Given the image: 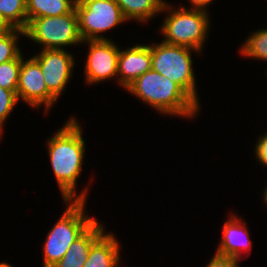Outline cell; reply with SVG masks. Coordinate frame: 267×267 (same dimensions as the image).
<instances>
[{
	"label": "cell",
	"mask_w": 267,
	"mask_h": 267,
	"mask_svg": "<svg viewBox=\"0 0 267 267\" xmlns=\"http://www.w3.org/2000/svg\"><path fill=\"white\" fill-rule=\"evenodd\" d=\"M16 95L18 101L21 98L33 107L45 104L46 111L57 100L48 90L41 67L33 57L27 61L22 58Z\"/></svg>",
	"instance_id": "obj_8"
},
{
	"label": "cell",
	"mask_w": 267,
	"mask_h": 267,
	"mask_svg": "<svg viewBox=\"0 0 267 267\" xmlns=\"http://www.w3.org/2000/svg\"><path fill=\"white\" fill-rule=\"evenodd\" d=\"M104 234L103 226L95 221L70 246L64 257L52 267H83L91 246Z\"/></svg>",
	"instance_id": "obj_13"
},
{
	"label": "cell",
	"mask_w": 267,
	"mask_h": 267,
	"mask_svg": "<svg viewBox=\"0 0 267 267\" xmlns=\"http://www.w3.org/2000/svg\"><path fill=\"white\" fill-rule=\"evenodd\" d=\"M190 50L165 42L151 45L152 69L177 83L198 105Z\"/></svg>",
	"instance_id": "obj_4"
},
{
	"label": "cell",
	"mask_w": 267,
	"mask_h": 267,
	"mask_svg": "<svg viewBox=\"0 0 267 267\" xmlns=\"http://www.w3.org/2000/svg\"><path fill=\"white\" fill-rule=\"evenodd\" d=\"M126 89L163 114L191 118L200 108L177 83L153 69L139 76Z\"/></svg>",
	"instance_id": "obj_2"
},
{
	"label": "cell",
	"mask_w": 267,
	"mask_h": 267,
	"mask_svg": "<svg viewBox=\"0 0 267 267\" xmlns=\"http://www.w3.org/2000/svg\"><path fill=\"white\" fill-rule=\"evenodd\" d=\"M222 231L223 238L215 254L241 260L239 255L243 250H250L252 245L245 224L233 215L225 222Z\"/></svg>",
	"instance_id": "obj_12"
},
{
	"label": "cell",
	"mask_w": 267,
	"mask_h": 267,
	"mask_svg": "<svg viewBox=\"0 0 267 267\" xmlns=\"http://www.w3.org/2000/svg\"><path fill=\"white\" fill-rule=\"evenodd\" d=\"M40 65L48 90L58 98L70 76L74 60L65 49H46L33 57Z\"/></svg>",
	"instance_id": "obj_10"
},
{
	"label": "cell",
	"mask_w": 267,
	"mask_h": 267,
	"mask_svg": "<svg viewBox=\"0 0 267 267\" xmlns=\"http://www.w3.org/2000/svg\"><path fill=\"white\" fill-rule=\"evenodd\" d=\"M241 53L248 57L267 60V29L259 30L247 38Z\"/></svg>",
	"instance_id": "obj_18"
},
{
	"label": "cell",
	"mask_w": 267,
	"mask_h": 267,
	"mask_svg": "<svg viewBox=\"0 0 267 267\" xmlns=\"http://www.w3.org/2000/svg\"><path fill=\"white\" fill-rule=\"evenodd\" d=\"M0 267H12V266L4 262L0 263Z\"/></svg>",
	"instance_id": "obj_27"
},
{
	"label": "cell",
	"mask_w": 267,
	"mask_h": 267,
	"mask_svg": "<svg viewBox=\"0 0 267 267\" xmlns=\"http://www.w3.org/2000/svg\"><path fill=\"white\" fill-rule=\"evenodd\" d=\"M17 102L18 98L16 91L0 87V134L3 129L5 119H7Z\"/></svg>",
	"instance_id": "obj_21"
},
{
	"label": "cell",
	"mask_w": 267,
	"mask_h": 267,
	"mask_svg": "<svg viewBox=\"0 0 267 267\" xmlns=\"http://www.w3.org/2000/svg\"><path fill=\"white\" fill-rule=\"evenodd\" d=\"M13 28L7 23V21L0 14V35L5 34Z\"/></svg>",
	"instance_id": "obj_25"
},
{
	"label": "cell",
	"mask_w": 267,
	"mask_h": 267,
	"mask_svg": "<svg viewBox=\"0 0 267 267\" xmlns=\"http://www.w3.org/2000/svg\"><path fill=\"white\" fill-rule=\"evenodd\" d=\"M207 11L186 9L170 11L165 19L161 32L166 36L163 42L184 46L200 52L208 30L209 18Z\"/></svg>",
	"instance_id": "obj_5"
},
{
	"label": "cell",
	"mask_w": 267,
	"mask_h": 267,
	"mask_svg": "<svg viewBox=\"0 0 267 267\" xmlns=\"http://www.w3.org/2000/svg\"><path fill=\"white\" fill-rule=\"evenodd\" d=\"M119 83L127 88L139 76L152 69L150 45H135L124 51L120 50L118 56Z\"/></svg>",
	"instance_id": "obj_11"
},
{
	"label": "cell",
	"mask_w": 267,
	"mask_h": 267,
	"mask_svg": "<svg viewBox=\"0 0 267 267\" xmlns=\"http://www.w3.org/2000/svg\"><path fill=\"white\" fill-rule=\"evenodd\" d=\"M77 120L71 118L48 140L49 157L65 201L85 200L86 190L76 196V180L82 171L85 141Z\"/></svg>",
	"instance_id": "obj_1"
},
{
	"label": "cell",
	"mask_w": 267,
	"mask_h": 267,
	"mask_svg": "<svg viewBox=\"0 0 267 267\" xmlns=\"http://www.w3.org/2000/svg\"><path fill=\"white\" fill-rule=\"evenodd\" d=\"M19 35H25L24 30L13 28L9 32L0 35V64L16 59L20 54L17 47V38Z\"/></svg>",
	"instance_id": "obj_20"
},
{
	"label": "cell",
	"mask_w": 267,
	"mask_h": 267,
	"mask_svg": "<svg viewBox=\"0 0 267 267\" xmlns=\"http://www.w3.org/2000/svg\"><path fill=\"white\" fill-rule=\"evenodd\" d=\"M89 53L87 56L85 76L88 83H98L117 76L119 47L111 40H88Z\"/></svg>",
	"instance_id": "obj_9"
},
{
	"label": "cell",
	"mask_w": 267,
	"mask_h": 267,
	"mask_svg": "<svg viewBox=\"0 0 267 267\" xmlns=\"http://www.w3.org/2000/svg\"><path fill=\"white\" fill-rule=\"evenodd\" d=\"M23 55L0 64V87L16 91L19 82V72Z\"/></svg>",
	"instance_id": "obj_19"
},
{
	"label": "cell",
	"mask_w": 267,
	"mask_h": 267,
	"mask_svg": "<svg viewBox=\"0 0 267 267\" xmlns=\"http://www.w3.org/2000/svg\"><path fill=\"white\" fill-rule=\"evenodd\" d=\"M126 20L146 21L170 6L163 0H115Z\"/></svg>",
	"instance_id": "obj_15"
},
{
	"label": "cell",
	"mask_w": 267,
	"mask_h": 267,
	"mask_svg": "<svg viewBox=\"0 0 267 267\" xmlns=\"http://www.w3.org/2000/svg\"><path fill=\"white\" fill-rule=\"evenodd\" d=\"M65 202L71 203L50 230L44 243V267H52L60 261L69 246L96 221L84 214L85 200Z\"/></svg>",
	"instance_id": "obj_3"
},
{
	"label": "cell",
	"mask_w": 267,
	"mask_h": 267,
	"mask_svg": "<svg viewBox=\"0 0 267 267\" xmlns=\"http://www.w3.org/2000/svg\"><path fill=\"white\" fill-rule=\"evenodd\" d=\"M75 10L83 41L107 40L98 34L127 21L115 0H76Z\"/></svg>",
	"instance_id": "obj_7"
},
{
	"label": "cell",
	"mask_w": 267,
	"mask_h": 267,
	"mask_svg": "<svg viewBox=\"0 0 267 267\" xmlns=\"http://www.w3.org/2000/svg\"><path fill=\"white\" fill-rule=\"evenodd\" d=\"M26 37L43 45L42 50L83 43L75 8L68 14L32 19L24 30Z\"/></svg>",
	"instance_id": "obj_6"
},
{
	"label": "cell",
	"mask_w": 267,
	"mask_h": 267,
	"mask_svg": "<svg viewBox=\"0 0 267 267\" xmlns=\"http://www.w3.org/2000/svg\"><path fill=\"white\" fill-rule=\"evenodd\" d=\"M263 197H264V201L266 202V205H267V186H266V189L264 191Z\"/></svg>",
	"instance_id": "obj_26"
},
{
	"label": "cell",
	"mask_w": 267,
	"mask_h": 267,
	"mask_svg": "<svg viewBox=\"0 0 267 267\" xmlns=\"http://www.w3.org/2000/svg\"><path fill=\"white\" fill-rule=\"evenodd\" d=\"M76 0H26L28 23L35 18L61 16L75 8Z\"/></svg>",
	"instance_id": "obj_16"
},
{
	"label": "cell",
	"mask_w": 267,
	"mask_h": 267,
	"mask_svg": "<svg viewBox=\"0 0 267 267\" xmlns=\"http://www.w3.org/2000/svg\"><path fill=\"white\" fill-rule=\"evenodd\" d=\"M119 243L113 234H103L90 248L83 267H117Z\"/></svg>",
	"instance_id": "obj_14"
},
{
	"label": "cell",
	"mask_w": 267,
	"mask_h": 267,
	"mask_svg": "<svg viewBox=\"0 0 267 267\" xmlns=\"http://www.w3.org/2000/svg\"><path fill=\"white\" fill-rule=\"evenodd\" d=\"M0 14L12 28L25 30L28 25L26 0H0Z\"/></svg>",
	"instance_id": "obj_17"
},
{
	"label": "cell",
	"mask_w": 267,
	"mask_h": 267,
	"mask_svg": "<svg viewBox=\"0 0 267 267\" xmlns=\"http://www.w3.org/2000/svg\"><path fill=\"white\" fill-rule=\"evenodd\" d=\"M240 260L214 254L207 267H238Z\"/></svg>",
	"instance_id": "obj_22"
},
{
	"label": "cell",
	"mask_w": 267,
	"mask_h": 267,
	"mask_svg": "<svg viewBox=\"0 0 267 267\" xmlns=\"http://www.w3.org/2000/svg\"><path fill=\"white\" fill-rule=\"evenodd\" d=\"M190 3H192L193 9H197V10H203L206 11L205 7L208 6L209 3L212 2V0H189Z\"/></svg>",
	"instance_id": "obj_24"
},
{
	"label": "cell",
	"mask_w": 267,
	"mask_h": 267,
	"mask_svg": "<svg viewBox=\"0 0 267 267\" xmlns=\"http://www.w3.org/2000/svg\"><path fill=\"white\" fill-rule=\"evenodd\" d=\"M255 154L259 162L267 167V133H265V136L259 137Z\"/></svg>",
	"instance_id": "obj_23"
}]
</instances>
